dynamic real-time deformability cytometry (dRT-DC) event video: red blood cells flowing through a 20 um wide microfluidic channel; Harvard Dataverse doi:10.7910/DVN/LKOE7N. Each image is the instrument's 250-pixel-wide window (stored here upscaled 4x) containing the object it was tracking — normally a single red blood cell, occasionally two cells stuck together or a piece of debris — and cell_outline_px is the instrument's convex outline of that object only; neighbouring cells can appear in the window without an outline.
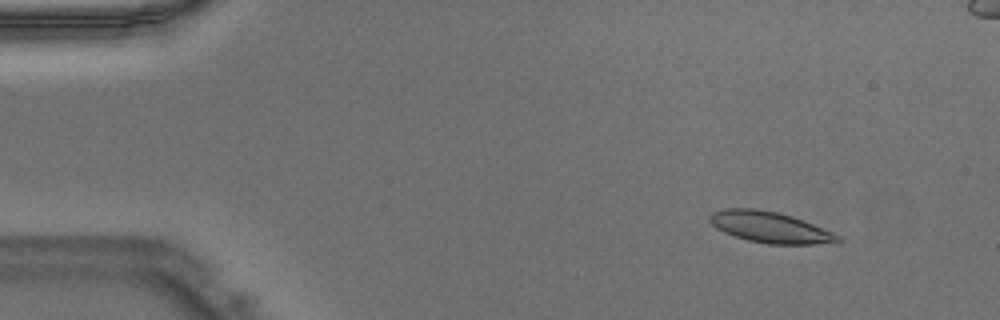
{"species": "Egyptian fruit bat (a non-hibernating species)", "species_latin": "Rousettus aegyptiacus", "temperature_condition": "warm", "stored_images_in_passage": 47, "camera_frame_rate_fps": 3000, "um_per_image_px": 0.085, "animal": {"sex": "male"}, "frame": {"image": 1, "passage_image": 4, "time_ms": 1.0, "image_size_px": [1000, 320], "cell_outline_px": [[844, 240], [840, 244], [768, 244], [748, 240], [724, 232], [716, 228], [708, 220], [708, 216], [712, 212], [724, 208], [756, 208], [776, 212], [792, 216], [832, 232], [840, 236]], "centroid_in_image_um": [65.48, 19.32], "position_along_channel_um": 19.5, "area_um2": 23.35}}
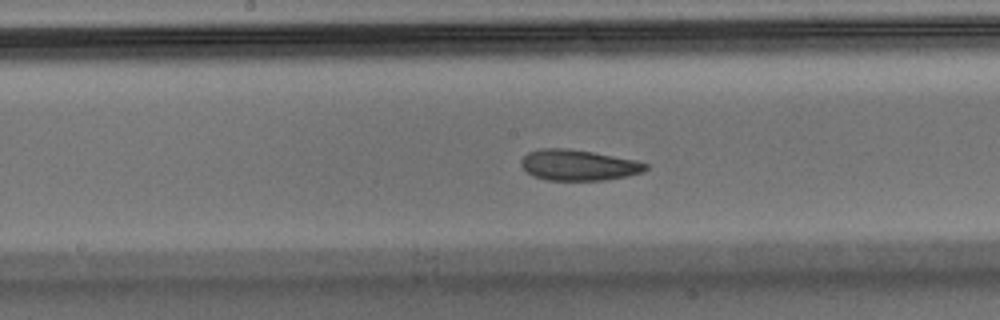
{"frame": {"image": 2, "passage_image": 23, "time_ms": 7.333, "image_size_px": [1000, 320], "cell_outline_px": [[648, 168], [644, 172], [604, 180], [548, 180], [532, 176], [520, 164], [520, 160], [528, 152], [540, 148], [568, 148], [592, 152], [636, 160], [648, 164]], "centroid_in_image_um": [49.15, 14.03], "position_along_channel_um": 199.1, "area_um2": 22.31}}
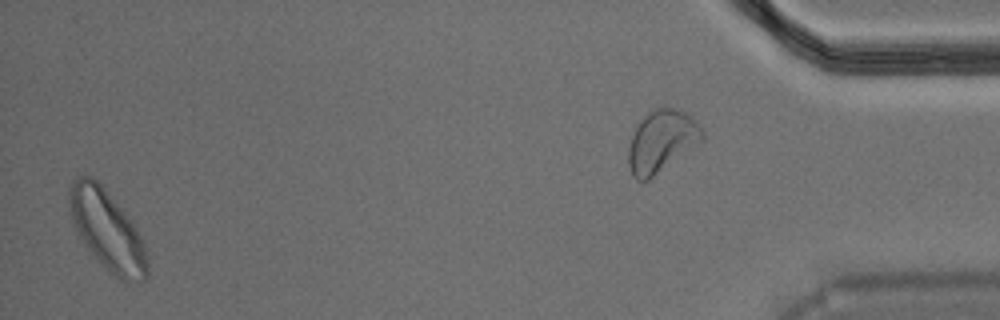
{"frame": {"image": 3, "passage_image": 45, "time_ms": 14.667, "image_size_px": [1000, 320], "cell_outline_px": [[148, 276], [144, 280], [120, 280], [108, 272], [88, 248], [72, 224], [68, 212], [68, 188], [72, 180], [76, 176], [92, 176], [100, 184], [124, 212], [136, 228], [144, 244], [148, 264]], "centroid_in_image_um": [9.06, 19.54], "position_along_channel_um": 426.1, "area_um2": 36.07}}